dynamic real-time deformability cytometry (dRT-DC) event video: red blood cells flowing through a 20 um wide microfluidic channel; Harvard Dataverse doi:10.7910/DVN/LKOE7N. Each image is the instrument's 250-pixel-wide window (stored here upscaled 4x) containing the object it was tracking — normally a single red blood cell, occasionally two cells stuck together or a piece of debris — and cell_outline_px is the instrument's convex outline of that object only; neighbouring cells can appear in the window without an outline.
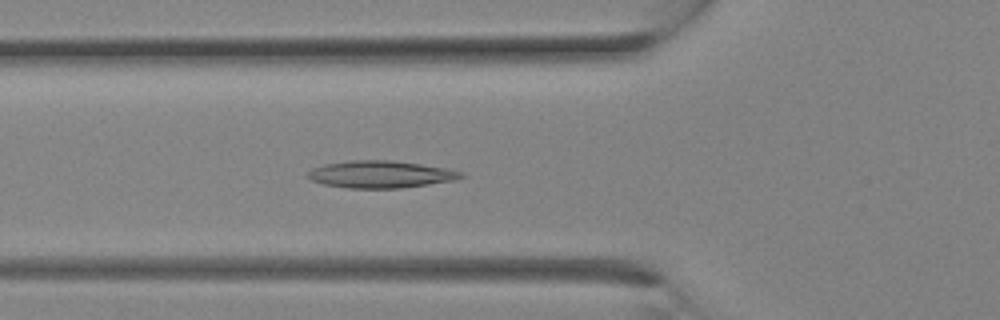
{"species": "Egyptian fruit bat (a non-hibernating species)", "species_latin": "Rousettus aegyptiacus", "temperature_condition": "room temperature", "stored_images_in_passage": 16, "camera_frame_rate_fps": 3000, "um_per_image_px": 0.085, "animal": {"sex": "female"}, "frame": {"image": 1, "passage_image": 9, "time_ms": 2.667, "image_size_px": [1000, 320], "cell_outline_px": [[464, 176], [456, 180], [400, 188], [348, 188], [324, 184], [312, 180], [308, 176], [308, 172], [312, 168], [324, 164], [348, 160], [388, 160], [420, 164], [444, 168], [464, 172]], "centroid_in_image_um": [32.34, 14.81], "position_along_channel_um": 93.5, "area_um2": 24.1}}
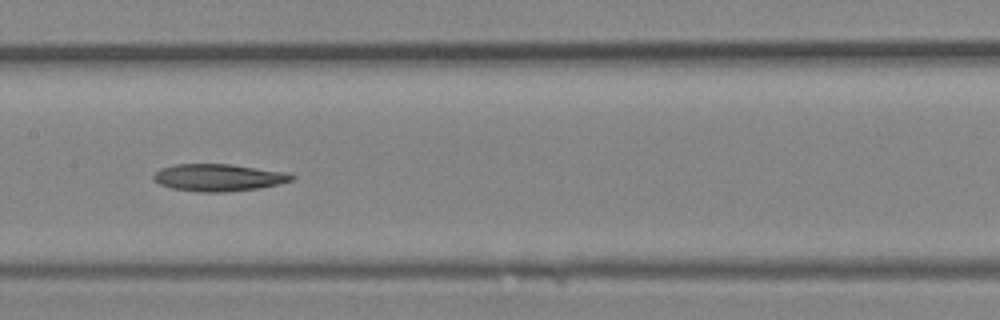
{"frame": {"image": 2, "passage_image": 13, "time_ms": 4.0, "image_size_px": [1000, 320], "cell_outline_px": [[296, 176], [292, 180], [280, 184], [260, 188], [224, 192], [196, 192], [172, 188], [160, 184], [152, 180], [152, 176], [160, 168], [172, 164], [232, 164], [288, 172]], "centroid_in_image_um": [18.58, 15.09], "position_along_channel_um": 188.8, "area_um2": 22.2}}
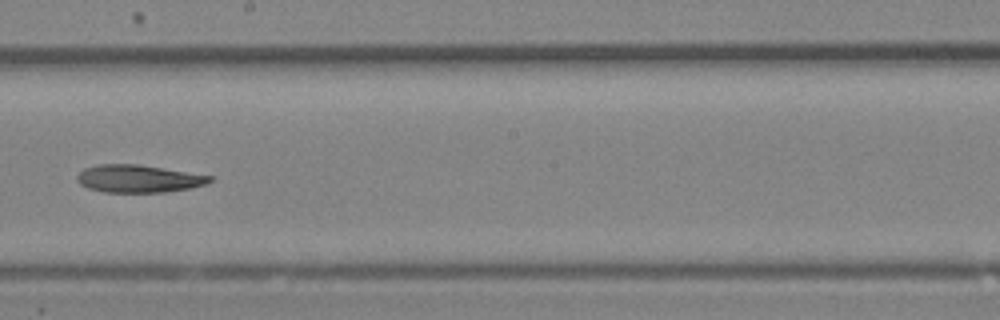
{"frame": {"image": 3, "passage_image": 15, "time_ms": 4.667, "image_size_px": [1000, 320], "cell_outline_px": [[216, 176], [208, 184], [192, 188], [168, 192], [104, 192], [88, 188], [80, 184], [76, 180], [76, 176], [84, 168], [100, 164], [140, 164]], "centroid_in_image_um": [11.83, 15.18], "position_along_channel_um": 236.4, "area_um2": 21.73}}